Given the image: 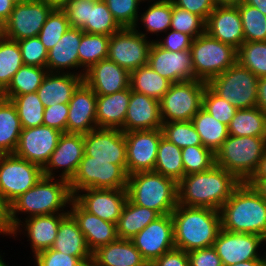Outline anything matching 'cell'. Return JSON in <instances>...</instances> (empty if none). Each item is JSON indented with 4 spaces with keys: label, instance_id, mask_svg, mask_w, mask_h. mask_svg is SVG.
Listing matches in <instances>:
<instances>
[{
    "label": "cell",
    "instance_id": "d4e9b609",
    "mask_svg": "<svg viewBox=\"0 0 266 266\" xmlns=\"http://www.w3.org/2000/svg\"><path fill=\"white\" fill-rule=\"evenodd\" d=\"M69 213L78 223L79 229L84 234L87 246L92 253L99 247L118 239L115 223L104 221L89 213L74 198L70 203Z\"/></svg>",
    "mask_w": 266,
    "mask_h": 266
},
{
    "label": "cell",
    "instance_id": "f35d334b",
    "mask_svg": "<svg viewBox=\"0 0 266 266\" xmlns=\"http://www.w3.org/2000/svg\"><path fill=\"white\" fill-rule=\"evenodd\" d=\"M110 36L102 34L84 33L80 46L78 48L79 55V76H84L92 65L108 57Z\"/></svg>",
    "mask_w": 266,
    "mask_h": 266
},
{
    "label": "cell",
    "instance_id": "cb8c5ba5",
    "mask_svg": "<svg viewBox=\"0 0 266 266\" xmlns=\"http://www.w3.org/2000/svg\"><path fill=\"white\" fill-rule=\"evenodd\" d=\"M97 94L83 81L68 103L67 133L87 134L96 125Z\"/></svg>",
    "mask_w": 266,
    "mask_h": 266
},
{
    "label": "cell",
    "instance_id": "11a10c76",
    "mask_svg": "<svg viewBox=\"0 0 266 266\" xmlns=\"http://www.w3.org/2000/svg\"><path fill=\"white\" fill-rule=\"evenodd\" d=\"M33 266H84L85 262L75 256L58 252L52 248L45 249L33 256Z\"/></svg>",
    "mask_w": 266,
    "mask_h": 266
},
{
    "label": "cell",
    "instance_id": "8c879c8a",
    "mask_svg": "<svg viewBox=\"0 0 266 266\" xmlns=\"http://www.w3.org/2000/svg\"><path fill=\"white\" fill-rule=\"evenodd\" d=\"M230 266H266V259H254L245 262L235 263Z\"/></svg>",
    "mask_w": 266,
    "mask_h": 266
},
{
    "label": "cell",
    "instance_id": "7bdbcfd3",
    "mask_svg": "<svg viewBox=\"0 0 266 266\" xmlns=\"http://www.w3.org/2000/svg\"><path fill=\"white\" fill-rule=\"evenodd\" d=\"M24 65L17 41L0 36V94L8 87L14 74Z\"/></svg>",
    "mask_w": 266,
    "mask_h": 266
},
{
    "label": "cell",
    "instance_id": "c3c4849f",
    "mask_svg": "<svg viewBox=\"0 0 266 266\" xmlns=\"http://www.w3.org/2000/svg\"><path fill=\"white\" fill-rule=\"evenodd\" d=\"M70 27L66 13L63 10L53 9L47 16L38 37L45 48L50 50Z\"/></svg>",
    "mask_w": 266,
    "mask_h": 266
},
{
    "label": "cell",
    "instance_id": "4dcf8cb0",
    "mask_svg": "<svg viewBox=\"0 0 266 266\" xmlns=\"http://www.w3.org/2000/svg\"><path fill=\"white\" fill-rule=\"evenodd\" d=\"M92 260L100 266H149L131 240L119 238L95 250Z\"/></svg>",
    "mask_w": 266,
    "mask_h": 266
},
{
    "label": "cell",
    "instance_id": "8fae6325",
    "mask_svg": "<svg viewBox=\"0 0 266 266\" xmlns=\"http://www.w3.org/2000/svg\"><path fill=\"white\" fill-rule=\"evenodd\" d=\"M43 176V169L14 154L0 155V197L8 206L33 187Z\"/></svg>",
    "mask_w": 266,
    "mask_h": 266
},
{
    "label": "cell",
    "instance_id": "52a82bcc",
    "mask_svg": "<svg viewBox=\"0 0 266 266\" xmlns=\"http://www.w3.org/2000/svg\"><path fill=\"white\" fill-rule=\"evenodd\" d=\"M190 50L195 80L208 83L237 63L238 50L206 32L193 39Z\"/></svg>",
    "mask_w": 266,
    "mask_h": 266
},
{
    "label": "cell",
    "instance_id": "ffe728a7",
    "mask_svg": "<svg viewBox=\"0 0 266 266\" xmlns=\"http://www.w3.org/2000/svg\"><path fill=\"white\" fill-rule=\"evenodd\" d=\"M68 213L37 215L21 220L6 236L19 238L23 234L28 239L32 257L38 252L52 247L58 233L60 221Z\"/></svg>",
    "mask_w": 266,
    "mask_h": 266
},
{
    "label": "cell",
    "instance_id": "f546056e",
    "mask_svg": "<svg viewBox=\"0 0 266 266\" xmlns=\"http://www.w3.org/2000/svg\"><path fill=\"white\" fill-rule=\"evenodd\" d=\"M131 97V88L109 95H97V128L122 129Z\"/></svg>",
    "mask_w": 266,
    "mask_h": 266
},
{
    "label": "cell",
    "instance_id": "03108f58",
    "mask_svg": "<svg viewBox=\"0 0 266 266\" xmlns=\"http://www.w3.org/2000/svg\"><path fill=\"white\" fill-rule=\"evenodd\" d=\"M246 183L248 185L252 186L253 189L266 202V178H264V179H249Z\"/></svg>",
    "mask_w": 266,
    "mask_h": 266
},
{
    "label": "cell",
    "instance_id": "9f6ffc18",
    "mask_svg": "<svg viewBox=\"0 0 266 266\" xmlns=\"http://www.w3.org/2000/svg\"><path fill=\"white\" fill-rule=\"evenodd\" d=\"M68 104L57 103L44 108L43 125L67 133Z\"/></svg>",
    "mask_w": 266,
    "mask_h": 266
},
{
    "label": "cell",
    "instance_id": "680465c9",
    "mask_svg": "<svg viewBox=\"0 0 266 266\" xmlns=\"http://www.w3.org/2000/svg\"><path fill=\"white\" fill-rule=\"evenodd\" d=\"M72 28H82L88 21L89 0H69L62 9Z\"/></svg>",
    "mask_w": 266,
    "mask_h": 266
},
{
    "label": "cell",
    "instance_id": "003e7915",
    "mask_svg": "<svg viewBox=\"0 0 266 266\" xmlns=\"http://www.w3.org/2000/svg\"><path fill=\"white\" fill-rule=\"evenodd\" d=\"M266 178V151L262 159L259 161L256 171L253 173L250 179H264Z\"/></svg>",
    "mask_w": 266,
    "mask_h": 266
},
{
    "label": "cell",
    "instance_id": "89a4df30",
    "mask_svg": "<svg viewBox=\"0 0 266 266\" xmlns=\"http://www.w3.org/2000/svg\"><path fill=\"white\" fill-rule=\"evenodd\" d=\"M239 4H248L255 7L266 16V0H241Z\"/></svg>",
    "mask_w": 266,
    "mask_h": 266
},
{
    "label": "cell",
    "instance_id": "1f68e13d",
    "mask_svg": "<svg viewBox=\"0 0 266 266\" xmlns=\"http://www.w3.org/2000/svg\"><path fill=\"white\" fill-rule=\"evenodd\" d=\"M51 248L70 256L79 257L85 263L92 259V252L87 246L84 234L70 213L60 221L58 233Z\"/></svg>",
    "mask_w": 266,
    "mask_h": 266
},
{
    "label": "cell",
    "instance_id": "7a4b0ae2",
    "mask_svg": "<svg viewBox=\"0 0 266 266\" xmlns=\"http://www.w3.org/2000/svg\"><path fill=\"white\" fill-rule=\"evenodd\" d=\"M241 182L225 169L213 165L209 170L185 175L178 183V204L220 210Z\"/></svg>",
    "mask_w": 266,
    "mask_h": 266
},
{
    "label": "cell",
    "instance_id": "816d5d0a",
    "mask_svg": "<svg viewBox=\"0 0 266 266\" xmlns=\"http://www.w3.org/2000/svg\"><path fill=\"white\" fill-rule=\"evenodd\" d=\"M114 19L122 28H133L135 25L139 8L143 3L140 0H103Z\"/></svg>",
    "mask_w": 266,
    "mask_h": 266
},
{
    "label": "cell",
    "instance_id": "f6af8a7d",
    "mask_svg": "<svg viewBox=\"0 0 266 266\" xmlns=\"http://www.w3.org/2000/svg\"><path fill=\"white\" fill-rule=\"evenodd\" d=\"M237 62L258 78L266 77V41L244 42L238 49Z\"/></svg>",
    "mask_w": 266,
    "mask_h": 266
},
{
    "label": "cell",
    "instance_id": "ab89813d",
    "mask_svg": "<svg viewBox=\"0 0 266 266\" xmlns=\"http://www.w3.org/2000/svg\"><path fill=\"white\" fill-rule=\"evenodd\" d=\"M154 172L175 180L177 183L184 177L182 149L167 140L164 136L158 145Z\"/></svg>",
    "mask_w": 266,
    "mask_h": 266
},
{
    "label": "cell",
    "instance_id": "836d02e7",
    "mask_svg": "<svg viewBox=\"0 0 266 266\" xmlns=\"http://www.w3.org/2000/svg\"><path fill=\"white\" fill-rule=\"evenodd\" d=\"M158 217L160 215L156 211L136 205L127 198L116 224L117 236L119 239L131 240Z\"/></svg>",
    "mask_w": 266,
    "mask_h": 266
},
{
    "label": "cell",
    "instance_id": "5bb4252c",
    "mask_svg": "<svg viewBox=\"0 0 266 266\" xmlns=\"http://www.w3.org/2000/svg\"><path fill=\"white\" fill-rule=\"evenodd\" d=\"M52 10L41 0L16 2L9 19L2 25V35L14 41L36 37Z\"/></svg>",
    "mask_w": 266,
    "mask_h": 266
},
{
    "label": "cell",
    "instance_id": "2e32d148",
    "mask_svg": "<svg viewBox=\"0 0 266 266\" xmlns=\"http://www.w3.org/2000/svg\"><path fill=\"white\" fill-rule=\"evenodd\" d=\"M162 129L124 132L127 151V174L154 171Z\"/></svg>",
    "mask_w": 266,
    "mask_h": 266
},
{
    "label": "cell",
    "instance_id": "34e18365",
    "mask_svg": "<svg viewBox=\"0 0 266 266\" xmlns=\"http://www.w3.org/2000/svg\"><path fill=\"white\" fill-rule=\"evenodd\" d=\"M1 252H2V251H0V266H10L8 262L6 263V262L4 261V257H3V256H4L5 252L3 253V255H2Z\"/></svg>",
    "mask_w": 266,
    "mask_h": 266
},
{
    "label": "cell",
    "instance_id": "6125c7cd",
    "mask_svg": "<svg viewBox=\"0 0 266 266\" xmlns=\"http://www.w3.org/2000/svg\"><path fill=\"white\" fill-rule=\"evenodd\" d=\"M149 266H189V257L187 252L174 248L161 255Z\"/></svg>",
    "mask_w": 266,
    "mask_h": 266
},
{
    "label": "cell",
    "instance_id": "44dd1931",
    "mask_svg": "<svg viewBox=\"0 0 266 266\" xmlns=\"http://www.w3.org/2000/svg\"><path fill=\"white\" fill-rule=\"evenodd\" d=\"M74 199L89 213L117 224L127 201V190L87 188L78 191Z\"/></svg>",
    "mask_w": 266,
    "mask_h": 266
},
{
    "label": "cell",
    "instance_id": "83f0119b",
    "mask_svg": "<svg viewBox=\"0 0 266 266\" xmlns=\"http://www.w3.org/2000/svg\"><path fill=\"white\" fill-rule=\"evenodd\" d=\"M81 37L82 30L80 28L70 27L63 34L57 44L48 50L46 64V69L48 72L71 73L79 75L78 48L80 46Z\"/></svg>",
    "mask_w": 266,
    "mask_h": 266
},
{
    "label": "cell",
    "instance_id": "3957f363",
    "mask_svg": "<svg viewBox=\"0 0 266 266\" xmlns=\"http://www.w3.org/2000/svg\"><path fill=\"white\" fill-rule=\"evenodd\" d=\"M171 216L175 248L185 252L212 247L222 229L220 210L177 204Z\"/></svg>",
    "mask_w": 266,
    "mask_h": 266
},
{
    "label": "cell",
    "instance_id": "7c38bea8",
    "mask_svg": "<svg viewBox=\"0 0 266 266\" xmlns=\"http://www.w3.org/2000/svg\"><path fill=\"white\" fill-rule=\"evenodd\" d=\"M153 41L133 28H122L110 36L107 58L131 72L148 64Z\"/></svg>",
    "mask_w": 266,
    "mask_h": 266
},
{
    "label": "cell",
    "instance_id": "bcb514c9",
    "mask_svg": "<svg viewBox=\"0 0 266 266\" xmlns=\"http://www.w3.org/2000/svg\"><path fill=\"white\" fill-rule=\"evenodd\" d=\"M245 42L266 41V16L248 4H238Z\"/></svg>",
    "mask_w": 266,
    "mask_h": 266
},
{
    "label": "cell",
    "instance_id": "91938a15",
    "mask_svg": "<svg viewBox=\"0 0 266 266\" xmlns=\"http://www.w3.org/2000/svg\"><path fill=\"white\" fill-rule=\"evenodd\" d=\"M187 254L189 257V266H223L213 246L191 250Z\"/></svg>",
    "mask_w": 266,
    "mask_h": 266
},
{
    "label": "cell",
    "instance_id": "74e56055",
    "mask_svg": "<svg viewBox=\"0 0 266 266\" xmlns=\"http://www.w3.org/2000/svg\"><path fill=\"white\" fill-rule=\"evenodd\" d=\"M171 82L155 72L148 64L130 72V88L158 101L168 91Z\"/></svg>",
    "mask_w": 266,
    "mask_h": 266
},
{
    "label": "cell",
    "instance_id": "753ad0ef",
    "mask_svg": "<svg viewBox=\"0 0 266 266\" xmlns=\"http://www.w3.org/2000/svg\"><path fill=\"white\" fill-rule=\"evenodd\" d=\"M216 7L218 6H235L238 5L241 0H212Z\"/></svg>",
    "mask_w": 266,
    "mask_h": 266
},
{
    "label": "cell",
    "instance_id": "2644e50d",
    "mask_svg": "<svg viewBox=\"0 0 266 266\" xmlns=\"http://www.w3.org/2000/svg\"><path fill=\"white\" fill-rule=\"evenodd\" d=\"M41 1L46 3L52 9H58V10H62L69 2V0H41Z\"/></svg>",
    "mask_w": 266,
    "mask_h": 266
},
{
    "label": "cell",
    "instance_id": "ee69618b",
    "mask_svg": "<svg viewBox=\"0 0 266 266\" xmlns=\"http://www.w3.org/2000/svg\"><path fill=\"white\" fill-rule=\"evenodd\" d=\"M10 100L17 110L22 128L43 125L45 107L36 92L17 95Z\"/></svg>",
    "mask_w": 266,
    "mask_h": 266
},
{
    "label": "cell",
    "instance_id": "5b68a950",
    "mask_svg": "<svg viewBox=\"0 0 266 266\" xmlns=\"http://www.w3.org/2000/svg\"><path fill=\"white\" fill-rule=\"evenodd\" d=\"M126 190L132 203L160 216L171 214L178 204L177 182L154 171L129 175Z\"/></svg>",
    "mask_w": 266,
    "mask_h": 266
},
{
    "label": "cell",
    "instance_id": "a7ac6f4b",
    "mask_svg": "<svg viewBox=\"0 0 266 266\" xmlns=\"http://www.w3.org/2000/svg\"><path fill=\"white\" fill-rule=\"evenodd\" d=\"M7 206L0 197V232L6 237Z\"/></svg>",
    "mask_w": 266,
    "mask_h": 266
},
{
    "label": "cell",
    "instance_id": "2a66077c",
    "mask_svg": "<svg viewBox=\"0 0 266 266\" xmlns=\"http://www.w3.org/2000/svg\"><path fill=\"white\" fill-rule=\"evenodd\" d=\"M142 3H146V2H158V1H162V0H140Z\"/></svg>",
    "mask_w": 266,
    "mask_h": 266
},
{
    "label": "cell",
    "instance_id": "e0dca14e",
    "mask_svg": "<svg viewBox=\"0 0 266 266\" xmlns=\"http://www.w3.org/2000/svg\"><path fill=\"white\" fill-rule=\"evenodd\" d=\"M144 260L151 265L156 259L175 248L171 214L161 215L131 239Z\"/></svg>",
    "mask_w": 266,
    "mask_h": 266
},
{
    "label": "cell",
    "instance_id": "4fadbf2b",
    "mask_svg": "<svg viewBox=\"0 0 266 266\" xmlns=\"http://www.w3.org/2000/svg\"><path fill=\"white\" fill-rule=\"evenodd\" d=\"M265 245L266 239L262 236L221 229L213 243V248L223 266H230L254 259H266Z\"/></svg>",
    "mask_w": 266,
    "mask_h": 266
},
{
    "label": "cell",
    "instance_id": "d6986e66",
    "mask_svg": "<svg viewBox=\"0 0 266 266\" xmlns=\"http://www.w3.org/2000/svg\"><path fill=\"white\" fill-rule=\"evenodd\" d=\"M83 155V135L62 133L57 147L43 168V176L70 181L75 175Z\"/></svg>",
    "mask_w": 266,
    "mask_h": 266
},
{
    "label": "cell",
    "instance_id": "11e5206c",
    "mask_svg": "<svg viewBox=\"0 0 266 266\" xmlns=\"http://www.w3.org/2000/svg\"><path fill=\"white\" fill-rule=\"evenodd\" d=\"M84 266H100L96 262H94L92 259L87 261Z\"/></svg>",
    "mask_w": 266,
    "mask_h": 266
},
{
    "label": "cell",
    "instance_id": "e7e4bbea",
    "mask_svg": "<svg viewBox=\"0 0 266 266\" xmlns=\"http://www.w3.org/2000/svg\"><path fill=\"white\" fill-rule=\"evenodd\" d=\"M15 0H0V24L3 25L10 17Z\"/></svg>",
    "mask_w": 266,
    "mask_h": 266
},
{
    "label": "cell",
    "instance_id": "30bf717a",
    "mask_svg": "<svg viewBox=\"0 0 266 266\" xmlns=\"http://www.w3.org/2000/svg\"><path fill=\"white\" fill-rule=\"evenodd\" d=\"M128 174L120 166L109 161L90 160V156L83 155L78 169L69 181L72 195L87 188L92 189H120L127 188Z\"/></svg>",
    "mask_w": 266,
    "mask_h": 266
},
{
    "label": "cell",
    "instance_id": "94428289",
    "mask_svg": "<svg viewBox=\"0 0 266 266\" xmlns=\"http://www.w3.org/2000/svg\"><path fill=\"white\" fill-rule=\"evenodd\" d=\"M173 5L192 14L202 17L205 21L215 9L212 0H171Z\"/></svg>",
    "mask_w": 266,
    "mask_h": 266
},
{
    "label": "cell",
    "instance_id": "d6a6232c",
    "mask_svg": "<svg viewBox=\"0 0 266 266\" xmlns=\"http://www.w3.org/2000/svg\"><path fill=\"white\" fill-rule=\"evenodd\" d=\"M147 7L142 9L143 12L138 14L137 21L133 26V29L146 38L150 35H156L157 40L158 36L164 34L171 26V17H172V1L171 0H162L158 2H147ZM140 22V23H139ZM142 26L140 30V26ZM150 33V35H148ZM161 34V35H159Z\"/></svg>",
    "mask_w": 266,
    "mask_h": 266
},
{
    "label": "cell",
    "instance_id": "be15d7a7",
    "mask_svg": "<svg viewBox=\"0 0 266 266\" xmlns=\"http://www.w3.org/2000/svg\"><path fill=\"white\" fill-rule=\"evenodd\" d=\"M256 107L266 114V77L258 79Z\"/></svg>",
    "mask_w": 266,
    "mask_h": 266
},
{
    "label": "cell",
    "instance_id": "603a6c76",
    "mask_svg": "<svg viewBox=\"0 0 266 266\" xmlns=\"http://www.w3.org/2000/svg\"><path fill=\"white\" fill-rule=\"evenodd\" d=\"M205 32L238 50L245 41L237 5L215 7L206 20Z\"/></svg>",
    "mask_w": 266,
    "mask_h": 266
},
{
    "label": "cell",
    "instance_id": "b9fcfbb0",
    "mask_svg": "<svg viewBox=\"0 0 266 266\" xmlns=\"http://www.w3.org/2000/svg\"><path fill=\"white\" fill-rule=\"evenodd\" d=\"M2 35V25L0 24V36Z\"/></svg>",
    "mask_w": 266,
    "mask_h": 266
},
{
    "label": "cell",
    "instance_id": "8992f818",
    "mask_svg": "<svg viewBox=\"0 0 266 266\" xmlns=\"http://www.w3.org/2000/svg\"><path fill=\"white\" fill-rule=\"evenodd\" d=\"M266 151V138L229 135L215 153V164L233 174L241 183L256 171Z\"/></svg>",
    "mask_w": 266,
    "mask_h": 266
},
{
    "label": "cell",
    "instance_id": "f907efd6",
    "mask_svg": "<svg viewBox=\"0 0 266 266\" xmlns=\"http://www.w3.org/2000/svg\"><path fill=\"white\" fill-rule=\"evenodd\" d=\"M206 21L189 11L173 5L170 29L190 35L193 39L205 33Z\"/></svg>",
    "mask_w": 266,
    "mask_h": 266
},
{
    "label": "cell",
    "instance_id": "9c48e42d",
    "mask_svg": "<svg viewBox=\"0 0 266 266\" xmlns=\"http://www.w3.org/2000/svg\"><path fill=\"white\" fill-rule=\"evenodd\" d=\"M207 83L200 80L171 83L160 99L162 123L191 121L202 108Z\"/></svg>",
    "mask_w": 266,
    "mask_h": 266
},
{
    "label": "cell",
    "instance_id": "9a60e30c",
    "mask_svg": "<svg viewBox=\"0 0 266 266\" xmlns=\"http://www.w3.org/2000/svg\"><path fill=\"white\" fill-rule=\"evenodd\" d=\"M84 154L90 160L109 161L127 172L124 132L120 129L96 128L83 135Z\"/></svg>",
    "mask_w": 266,
    "mask_h": 266
},
{
    "label": "cell",
    "instance_id": "db71d44e",
    "mask_svg": "<svg viewBox=\"0 0 266 266\" xmlns=\"http://www.w3.org/2000/svg\"><path fill=\"white\" fill-rule=\"evenodd\" d=\"M24 65L46 67L48 50L38 36L17 41Z\"/></svg>",
    "mask_w": 266,
    "mask_h": 266
},
{
    "label": "cell",
    "instance_id": "4316f807",
    "mask_svg": "<svg viewBox=\"0 0 266 266\" xmlns=\"http://www.w3.org/2000/svg\"><path fill=\"white\" fill-rule=\"evenodd\" d=\"M160 102L142 93L131 90L123 132L162 128Z\"/></svg>",
    "mask_w": 266,
    "mask_h": 266
},
{
    "label": "cell",
    "instance_id": "277c9868",
    "mask_svg": "<svg viewBox=\"0 0 266 266\" xmlns=\"http://www.w3.org/2000/svg\"><path fill=\"white\" fill-rule=\"evenodd\" d=\"M222 229L266 239V202L246 182L241 183L220 209Z\"/></svg>",
    "mask_w": 266,
    "mask_h": 266
},
{
    "label": "cell",
    "instance_id": "f5cc1de1",
    "mask_svg": "<svg viewBox=\"0 0 266 266\" xmlns=\"http://www.w3.org/2000/svg\"><path fill=\"white\" fill-rule=\"evenodd\" d=\"M202 108L217 121L229 125L235 116L236 107L216 95L208 86L203 95Z\"/></svg>",
    "mask_w": 266,
    "mask_h": 266
},
{
    "label": "cell",
    "instance_id": "7dc6e473",
    "mask_svg": "<svg viewBox=\"0 0 266 266\" xmlns=\"http://www.w3.org/2000/svg\"><path fill=\"white\" fill-rule=\"evenodd\" d=\"M163 136L179 148L203 146L192 121L167 122L162 124Z\"/></svg>",
    "mask_w": 266,
    "mask_h": 266
},
{
    "label": "cell",
    "instance_id": "60d3db41",
    "mask_svg": "<svg viewBox=\"0 0 266 266\" xmlns=\"http://www.w3.org/2000/svg\"><path fill=\"white\" fill-rule=\"evenodd\" d=\"M47 73L46 67L22 65L0 96L10 100L17 95L35 93Z\"/></svg>",
    "mask_w": 266,
    "mask_h": 266
},
{
    "label": "cell",
    "instance_id": "6f0895ef",
    "mask_svg": "<svg viewBox=\"0 0 266 266\" xmlns=\"http://www.w3.org/2000/svg\"><path fill=\"white\" fill-rule=\"evenodd\" d=\"M164 34H162L163 37H158L155 40L160 47L171 52L190 50L193 42V38L190 35L172 29L167 30Z\"/></svg>",
    "mask_w": 266,
    "mask_h": 266
},
{
    "label": "cell",
    "instance_id": "d590c367",
    "mask_svg": "<svg viewBox=\"0 0 266 266\" xmlns=\"http://www.w3.org/2000/svg\"><path fill=\"white\" fill-rule=\"evenodd\" d=\"M191 121L200 136L202 145L214 154L229 136L228 126L214 119L203 108L197 112Z\"/></svg>",
    "mask_w": 266,
    "mask_h": 266
},
{
    "label": "cell",
    "instance_id": "b9f144b4",
    "mask_svg": "<svg viewBox=\"0 0 266 266\" xmlns=\"http://www.w3.org/2000/svg\"><path fill=\"white\" fill-rule=\"evenodd\" d=\"M121 29L103 0H89L88 21L81 28L84 33L111 36Z\"/></svg>",
    "mask_w": 266,
    "mask_h": 266
},
{
    "label": "cell",
    "instance_id": "8d00e7d4",
    "mask_svg": "<svg viewBox=\"0 0 266 266\" xmlns=\"http://www.w3.org/2000/svg\"><path fill=\"white\" fill-rule=\"evenodd\" d=\"M229 135L266 138V114L258 107L238 109L228 125Z\"/></svg>",
    "mask_w": 266,
    "mask_h": 266
},
{
    "label": "cell",
    "instance_id": "484cf974",
    "mask_svg": "<svg viewBox=\"0 0 266 266\" xmlns=\"http://www.w3.org/2000/svg\"><path fill=\"white\" fill-rule=\"evenodd\" d=\"M83 81L97 95H109L130 87V72L106 58L85 71Z\"/></svg>",
    "mask_w": 266,
    "mask_h": 266
},
{
    "label": "cell",
    "instance_id": "e575fe53",
    "mask_svg": "<svg viewBox=\"0 0 266 266\" xmlns=\"http://www.w3.org/2000/svg\"><path fill=\"white\" fill-rule=\"evenodd\" d=\"M22 132L17 110L11 100L0 96V153L13 154Z\"/></svg>",
    "mask_w": 266,
    "mask_h": 266
},
{
    "label": "cell",
    "instance_id": "6da1fadb",
    "mask_svg": "<svg viewBox=\"0 0 266 266\" xmlns=\"http://www.w3.org/2000/svg\"><path fill=\"white\" fill-rule=\"evenodd\" d=\"M73 198L69 181L42 176L33 187L7 206L6 235L21 222V219L37 215L69 213ZM21 215H24V218Z\"/></svg>",
    "mask_w": 266,
    "mask_h": 266
},
{
    "label": "cell",
    "instance_id": "f1b7e54d",
    "mask_svg": "<svg viewBox=\"0 0 266 266\" xmlns=\"http://www.w3.org/2000/svg\"><path fill=\"white\" fill-rule=\"evenodd\" d=\"M83 77L71 73L48 72L36 91L44 107L68 104Z\"/></svg>",
    "mask_w": 266,
    "mask_h": 266
},
{
    "label": "cell",
    "instance_id": "7402d4cb",
    "mask_svg": "<svg viewBox=\"0 0 266 266\" xmlns=\"http://www.w3.org/2000/svg\"><path fill=\"white\" fill-rule=\"evenodd\" d=\"M148 65L171 83L195 79L191 50L171 52L153 41Z\"/></svg>",
    "mask_w": 266,
    "mask_h": 266
},
{
    "label": "cell",
    "instance_id": "ba28073f",
    "mask_svg": "<svg viewBox=\"0 0 266 266\" xmlns=\"http://www.w3.org/2000/svg\"><path fill=\"white\" fill-rule=\"evenodd\" d=\"M258 77L238 62L211 79L207 85L220 98L237 109H249L257 104Z\"/></svg>",
    "mask_w": 266,
    "mask_h": 266
},
{
    "label": "cell",
    "instance_id": "681fc988",
    "mask_svg": "<svg viewBox=\"0 0 266 266\" xmlns=\"http://www.w3.org/2000/svg\"><path fill=\"white\" fill-rule=\"evenodd\" d=\"M184 176L191 173L209 170L215 165V154L204 146L182 148Z\"/></svg>",
    "mask_w": 266,
    "mask_h": 266
},
{
    "label": "cell",
    "instance_id": "ac0fdd59",
    "mask_svg": "<svg viewBox=\"0 0 266 266\" xmlns=\"http://www.w3.org/2000/svg\"><path fill=\"white\" fill-rule=\"evenodd\" d=\"M62 132L46 125L22 128L14 155L25 159L42 169L57 147Z\"/></svg>",
    "mask_w": 266,
    "mask_h": 266
}]
</instances>
